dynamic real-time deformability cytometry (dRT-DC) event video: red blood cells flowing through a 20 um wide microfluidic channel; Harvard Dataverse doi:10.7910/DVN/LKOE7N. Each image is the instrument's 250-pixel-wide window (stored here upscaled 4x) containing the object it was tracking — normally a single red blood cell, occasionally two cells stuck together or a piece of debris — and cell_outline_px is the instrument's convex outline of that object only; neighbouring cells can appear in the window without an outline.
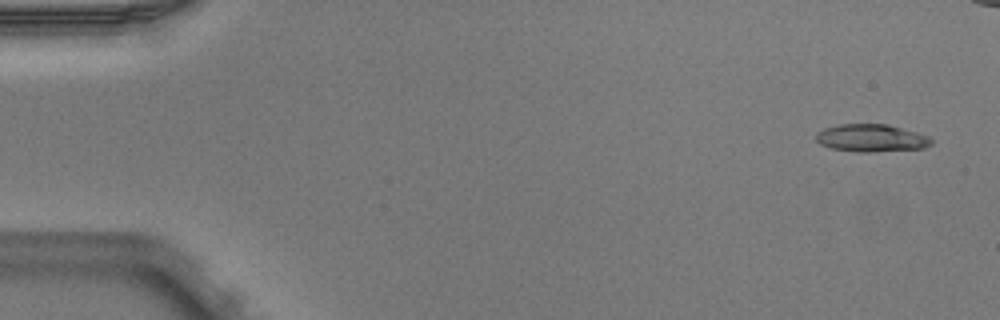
{"species": "Egyptian fruit bat (a non-hibernating species)", "species_latin": "Rousettus aegyptiacus", "temperature_condition": "warm", "stored_images_in_passage": 6, "camera_frame_rate_fps": 3000, "um_per_image_px": 0.085, "animal": {"sex": "male"}, "frame": {"image": 1, "passage_image": 1, "time_ms": 0.0, "image_size_px": [1000, 320], "cell_outline_px": [[932, 144], [924, 148], [868, 152], [860, 152], [832, 148], [820, 144], [816, 140], [816, 132], [824, 128], [840, 124], [888, 124], [916, 132], [928, 136], [932, 140]], "centroid_in_image_um": [74.05, 11.73], "position_along_channel_um": 10.9, "area_um2": 18.44}}